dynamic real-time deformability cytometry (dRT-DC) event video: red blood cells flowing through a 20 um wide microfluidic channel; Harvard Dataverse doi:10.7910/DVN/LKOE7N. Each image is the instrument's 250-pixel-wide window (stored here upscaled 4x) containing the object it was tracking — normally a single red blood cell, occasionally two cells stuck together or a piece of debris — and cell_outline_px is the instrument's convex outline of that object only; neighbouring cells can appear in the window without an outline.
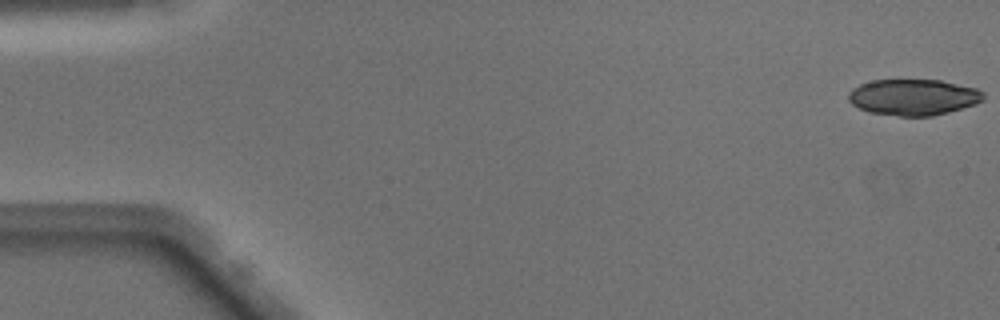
{"species": "Egyptian fruit bat (a non-hibernating species)", "species_latin": "Rousettus aegyptiacus", "temperature_condition": "warm", "stored_images_in_passage": 49, "camera_frame_rate_fps": 3000, "um_per_image_px": 0.085, "animal": {"sex": "male"}, "frame": {"image": 1, "passage_image": 1, "time_ms": 0.0, "image_size_px": [1000, 320], "cell_outline_px": [[984, 100], [976, 104], [948, 112], [932, 116], [900, 116], [868, 112], [852, 104], [848, 100], [848, 92], [852, 88], [860, 84], [872, 80], [940, 80], [976, 88], [984, 92]], "centroid_in_image_um": [77.63, 8.26], "position_along_channel_um": 7.4, "area_um2": 28.5}}
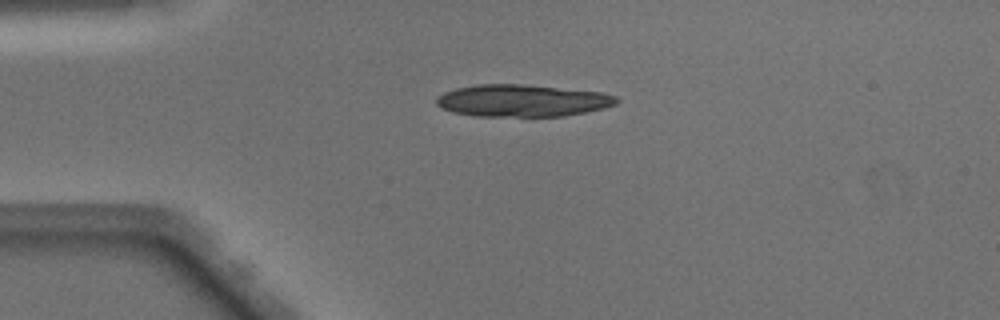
{"frame": {"image": 2, "passage_image": 12, "time_ms": 3.667, "image_size_px": [1000, 320], "cell_outline_px": [[620, 100], [616, 104], [604, 108], [564, 116], [472, 116], [452, 112], [436, 104], [436, 96], [444, 92], [456, 88], [476, 84], [524, 84], [604, 92], [616, 96]], "centroid_in_image_um": [44.4, 8.54], "position_along_channel_um": 40.6, "area_um2": 33.93}, "authors_computed_cell_mechanics": {"area_um2": 28.5532, "velocity_mm_per_s": 4.1225, "shape_relaxation_time_tau1_ms": 5.2934, "shape_relaxation_time_tau2_ms": 1.6253, "deformation_change_tau1": 0.1971, "deformation_change_tau2": 0.107}}